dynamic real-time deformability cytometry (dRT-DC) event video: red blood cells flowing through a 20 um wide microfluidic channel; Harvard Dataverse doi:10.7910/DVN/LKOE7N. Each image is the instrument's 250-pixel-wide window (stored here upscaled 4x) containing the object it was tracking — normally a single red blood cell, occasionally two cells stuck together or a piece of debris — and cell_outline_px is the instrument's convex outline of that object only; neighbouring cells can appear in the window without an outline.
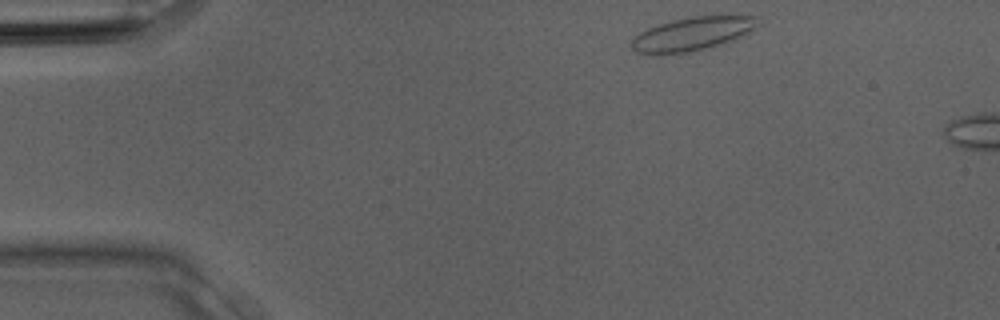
{"species": "Egyptian fruit bat (a non-hibernating species)", "species_latin": "Rousettus aegyptiacus", "temperature_condition": "room temperature", "stored_images_in_passage": 4, "camera_frame_rate_fps": 3000, "um_per_image_px": 0.085, "animal": {"sex": "male"}, "frame": {"image": 1, "passage_image": 1, "time_ms": 0.0, "image_size_px": [1000, 320], "cell_outline_px": [[756, 28], [732, 40], [720, 44], [688, 52], [660, 56], [636, 52], [628, 44], [640, 32], [648, 28], [672, 20], [692, 16], [720, 12], [756, 16]], "centroid_in_image_um": [58.85, 2.84], "position_along_channel_um": 26.2, "area_um2": 25.43}}